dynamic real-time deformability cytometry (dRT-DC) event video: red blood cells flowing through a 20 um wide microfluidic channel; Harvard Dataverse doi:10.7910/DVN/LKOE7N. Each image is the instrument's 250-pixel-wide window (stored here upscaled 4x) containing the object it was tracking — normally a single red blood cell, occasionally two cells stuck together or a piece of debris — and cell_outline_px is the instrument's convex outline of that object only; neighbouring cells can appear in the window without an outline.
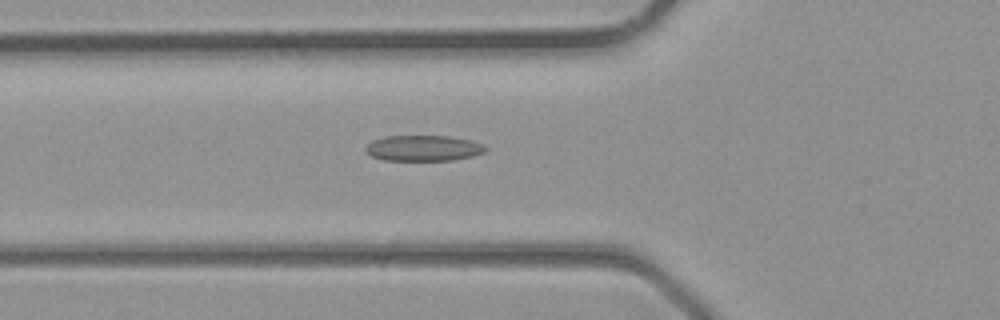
{"species": "common noctule bat (a hibernating species)", "species_latin": "Nyctalus noctula", "temperature_condition": "room temperature", "stored_images_in_passage": 28, "camera_frame_rate_fps": 3000, "um_per_image_px": 0.085, "animal": {"sex": "male", "body_mass_g": 23.1, "forearm_length_mm": 52.7}, "frame": {"image": 1, "passage_image": 3, "time_ms": 0.667, "image_size_px": [1000, 320], "cell_outline_px": [[488, 148], [484, 152], [472, 156], [452, 160], [384, 160], [372, 156], [364, 152], [364, 148], [372, 140], [384, 136], [448, 136], [472, 140]], "centroid_in_image_um": [35.95, 12.59], "position_along_channel_um": 89.9, "area_um2": 17.98}}
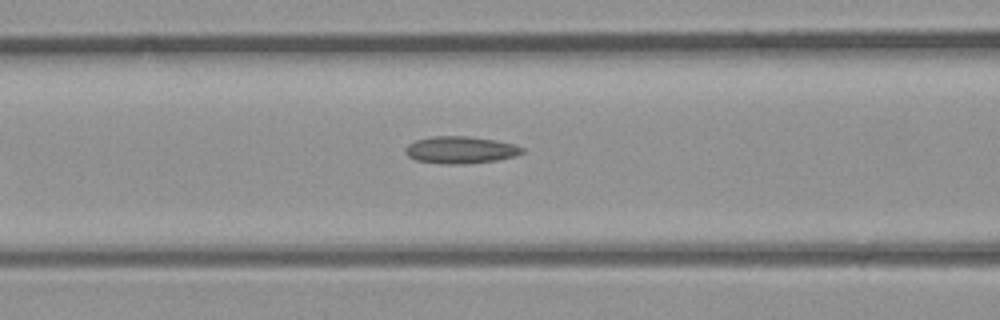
{"frame": {"image": 2, "passage_image": 5, "time_ms": 1.333, "image_size_px": [1000, 320], "cell_outline_px": [[524, 152], [516, 156], [496, 160], [460, 164], [440, 164], [416, 160], [408, 156], [404, 152], [404, 148], [408, 144], [416, 140], [432, 136], [468, 136], [496, 140], [516, 144], [524, 148]], "centroid_in_image_um": [39.14, 12.74], "position_along_channel_um": 127.5, "area_um2": 18.61}}
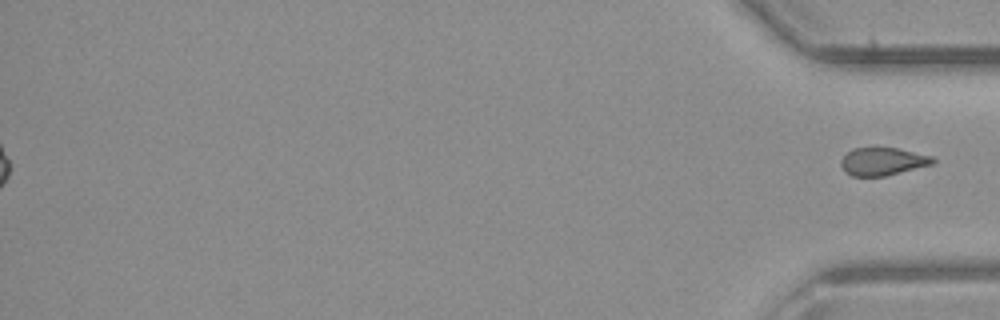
{"frame": {"image": 3, "passage_image": 28, "time_ms": 9.0, "image_size_px": [1000, 320], "cell_outline_px": [[936, 160], [932, 164], [884, 176], [852, 176], [844, 172], [840, 164], [840, 160], [852, 148], [896, 148], [932, 156]], "centroid_in_image_um": [74.99, 13.73], "position_along_channel_um": 360.2, "area_um2": 14.74}}